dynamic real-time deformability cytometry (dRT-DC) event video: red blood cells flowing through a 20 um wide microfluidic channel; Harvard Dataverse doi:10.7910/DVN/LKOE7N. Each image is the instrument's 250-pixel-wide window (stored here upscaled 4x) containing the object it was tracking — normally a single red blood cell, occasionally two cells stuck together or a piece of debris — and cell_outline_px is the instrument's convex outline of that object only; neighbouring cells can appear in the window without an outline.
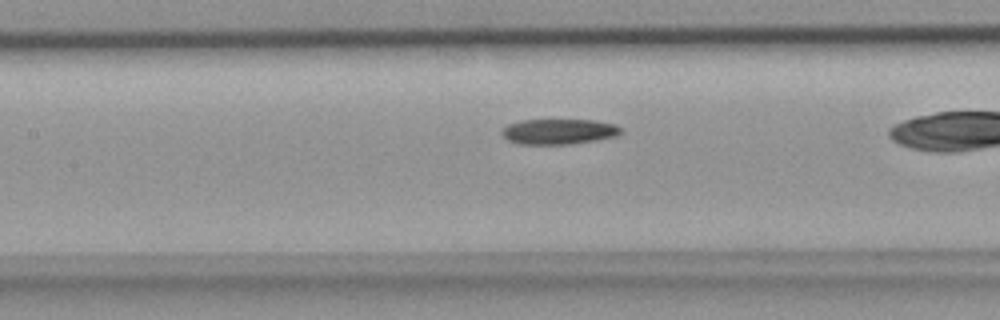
{"species": "common noctule bat (a hibernating species)", "species_latin": "Nyctalus noctula", "temperature_condition": "room temperature", "stored_images_in_passage": 28, "camera_frame_rate_fps": 3000, "um_per_image_px": 0.085, "animal": {"sex": "female", "body_mass_g": 18.4}, "frame": {"image": 1, "passage_image": 14, "time_ms": 4.333, "image_size_px": [1000, 320], "cell_outline_px": [[620, 132], [616, 136], [596, 140], [568, 144], [520, 144], [508, 140], [500, 132], [508, 124], [520, 120], [596, 120], [616, 124], [620, 128]], "centroid_in_image_um": [47.48, 11.17], "position_along_channel_um": 159.9, "area_um2": 17.51}}
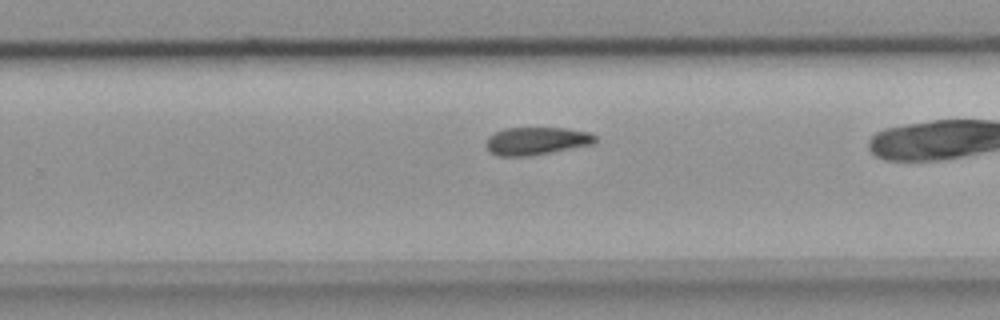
{"frame": {"image": 2, "passage_image": 22, "time_ms": 7.0, "image_size_px": [1000, 320], "cell_outline_px": [[596, 144], [552, 152], [528, 156], [496, 156], [488, 152], [484, 144], [488, 136], [504, 128], [564, 128], [588, 132], [596, 136]], "centroid_in_image_um": [45.57, 11.99], "position_along_channel_um": 284.2, "area_um2": 17.92}}
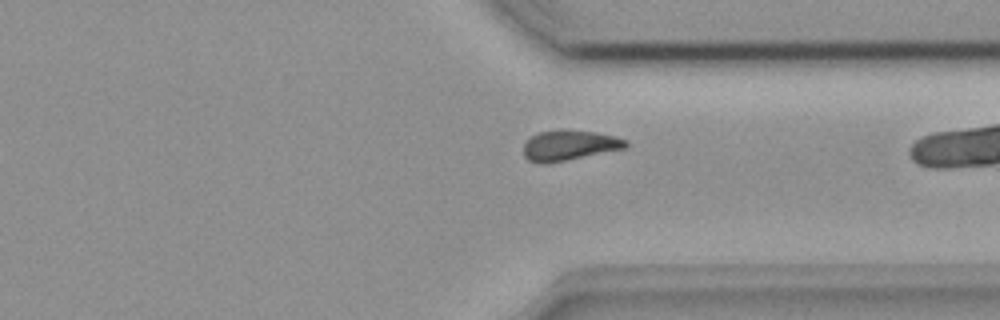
{"frame": {"image": 3, "passage_image": 27, "time_ms": 8.667, "image_size_px": [1000, 320], "cell_outline_px": [[628, 148], [544, 164], [540, 164], [528, 160], [524, 156], [524, 144], [532, 136], [540, 132], [596, 132], [616, 136], [628, 140]], "centroid_in_image_um": [48.44, 12.39], "position_along_channel_um": 363.0, "area_um2": 17.46}}